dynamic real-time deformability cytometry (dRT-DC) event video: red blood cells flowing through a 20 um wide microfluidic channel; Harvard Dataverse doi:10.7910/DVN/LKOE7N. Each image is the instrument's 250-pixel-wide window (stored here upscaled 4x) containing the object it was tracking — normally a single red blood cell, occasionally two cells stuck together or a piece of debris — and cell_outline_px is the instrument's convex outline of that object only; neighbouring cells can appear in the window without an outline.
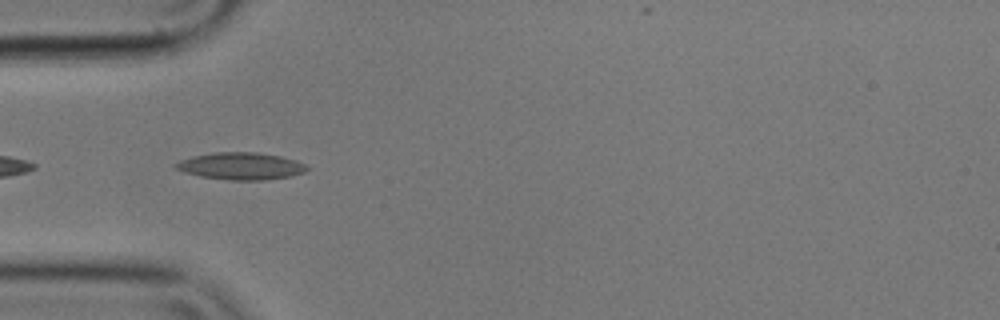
{"species": "common noctule bat (a hibernating species)", "species_latin": "Nyctalus noctula", "temperature_condition": "cold", "stored_images_in_passage": 6, "camera_frame_rate_fps": 3000, "um_per_image_px": 0.085, "animal": {"sex": "male", "body_mass_g": 17.9}, "frame": {"image": 1, "passage_image": 5, "time_ms": 1.333, "image_size_px": [1000, 320], "cell_outline_px": [[308, 168], [304, 172], [292, 176], [264, 180], [232, 180], [200, 176], [184, 172], [176, 168], [172, 164], [180, 160], [192, 156], [212, 152], [256, 152], [280, 156], [296, 160], [304, 164]], "centroid_in_image_um": [20.45, 14.11], "position_along_channel_um": 64.5, "area_um2": 20.75}}